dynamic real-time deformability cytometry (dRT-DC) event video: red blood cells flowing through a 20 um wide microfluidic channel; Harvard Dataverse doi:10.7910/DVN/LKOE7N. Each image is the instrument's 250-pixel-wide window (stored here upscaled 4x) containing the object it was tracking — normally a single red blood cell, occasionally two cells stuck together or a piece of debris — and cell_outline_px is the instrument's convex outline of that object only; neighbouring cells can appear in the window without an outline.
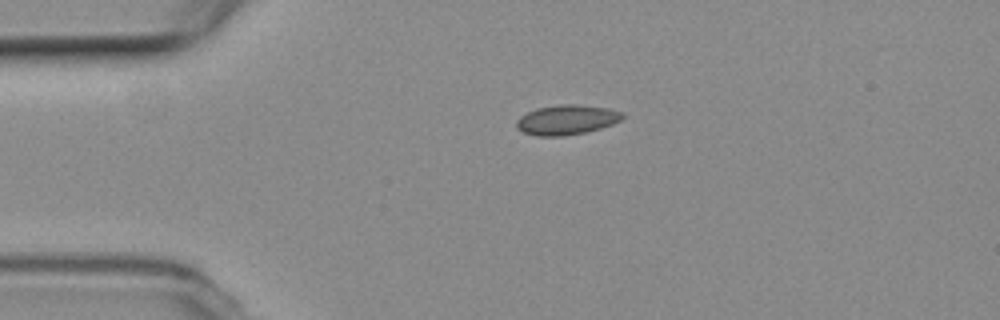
{"species": "common noctule bat (a hibernating species)", "species_latin": "Nyctalus noctula", "temperature_condition": "room temperature", "stored_images_in_passage": 37, "camera_frame_rate_fps": 3000, "um_per_image_px": 0.085, "animal": {"sex": "female", "body_mass_g": 19.3, "forearm_length_mm": 54.1}, "frame": {"image": 1, "passage_image": 1, "time_ms": 0.0, "image_size_px": [1000, 320], "cell_outline_px": [[624, 116], [620, 120], [612, 124], [600, 128], [584, 132], [564, 136], [536, 136], [524, 132], [516, 128], [516, 120], [520, 116], [536, 108], [560, 104], [580, 104], [608, 108], [624, 112]], "centroid_in_image_um": [48.16, 10.17], "position_along_channel_um": 36.8, "area_um2": 18.5}}
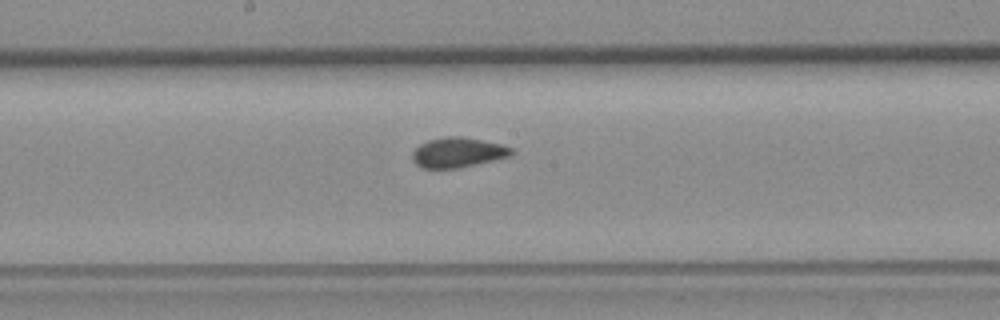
{"frame": {"image": 2, "passage_image": 18, "time_ms": 5.667, "image_size_px": [1000, 320], "cell_outline_px": [[516, 152], [512, 156], [460, 168], [420, 168], [412, 160], [412, 152], [420, 144], [428, 140], [448, 136], [460, 136], [504, 144], [512, 148]], "centroid_in_image_um": [38.96, 12.96], "position_along_channel_um": 209.2, "area_um2": 17.57}}
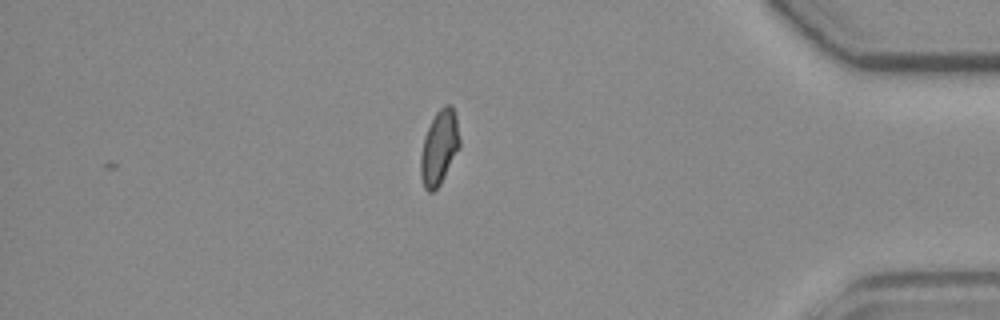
{"frame": {"image": 3, "passage_image": 37, "time_ms": 12.0, "image_size_px": [1000, 320], "cell_outline_px": [[460, 148], [440, 184], [432, 192], [428, 192], [424, 188], [420, 176], [420, 156], [424, 136], [436, 112], [444, 104], [452, 104], [456, 116], [460, 140]], "centroid_in_image_um": [37.34, 12.53], "position_along_channel_um": 397.9, "area_um2": 17.05}, "authors_computed_cell_mechanics": {"area_um2": 17.5134, "velocity_mm_per_s": 3.5917, "shape_relaxation_time_tau1_ms": null, "shape_relaxation_time_tau2_ms": 1.0928, "deformation_change_tau1": null, "deformation_change_tau2": 0.0469}}